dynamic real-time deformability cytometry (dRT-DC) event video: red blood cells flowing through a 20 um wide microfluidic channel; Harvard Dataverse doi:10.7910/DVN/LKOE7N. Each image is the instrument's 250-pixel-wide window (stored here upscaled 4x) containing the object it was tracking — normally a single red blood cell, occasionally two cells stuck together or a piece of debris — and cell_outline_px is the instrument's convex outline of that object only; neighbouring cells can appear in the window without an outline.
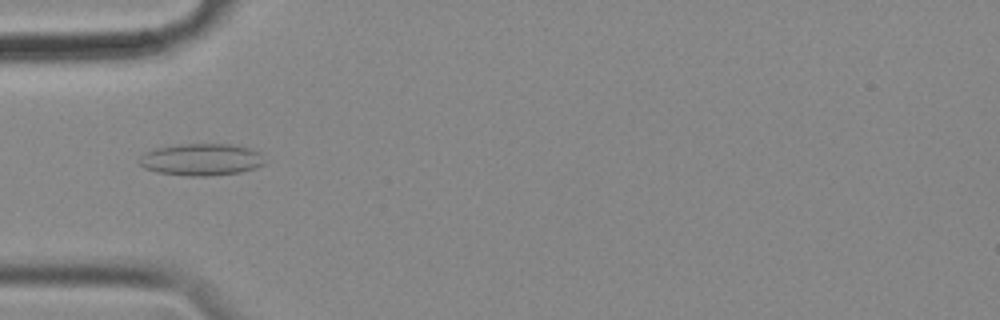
{"species": "common noctule bat (a hibernating species)", "species_latin": "Nyctalus noctula", "temperature_condition": "cold", "stored_images_in_passage": 57, "camera_frame_rate_fps": 3000, "um_per_image_px": 0.085, "animal": {"sex": "female", "body_mass_g": 18.4}, "frame": {"image": 1, "passage_image": 18, "time_ms": 5.667, "image_size_px": [1000, 320], "cell_outline_px": [[264, 164], [256, 168], [240, 172], [204, 176], [188, 176], [156, 172], [144, 168], [140, 164], [140, 156], [144, 152], [156, 148], [176, 144], [232, 144], [252, 148], [260, 152]], "centroid_in_image_um": [17.1, 13.55], "position_along_channel_um": 67.9, "area_um2": 23.47}}
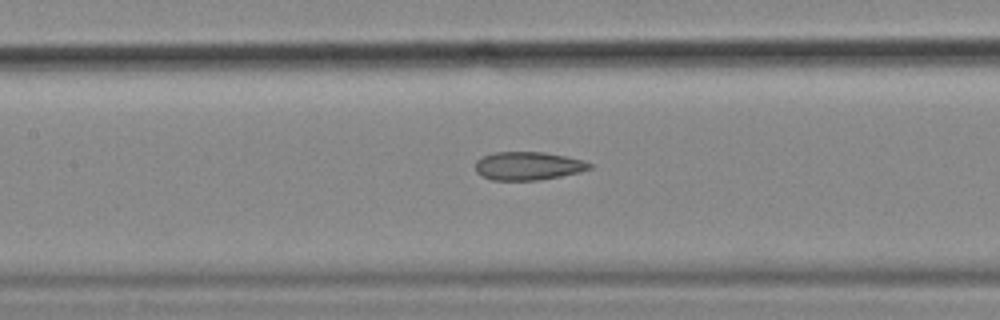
{"frame": {"image": 2, "passage_image": 26, "time_ms": 8.333, "image_size_px": [1000, 320], "cell_outline_px": [[592, 168], [580, 172], [540, 180], [492, 180], [480, 176], [476, 172], [476, 160], [492, 152], [544, 152], [584, 160], [592, 164]], "centroid_in_image_um": [44.88, 14.1], "position_along_channel_um": 162.5, "area_um2": 18.9}}
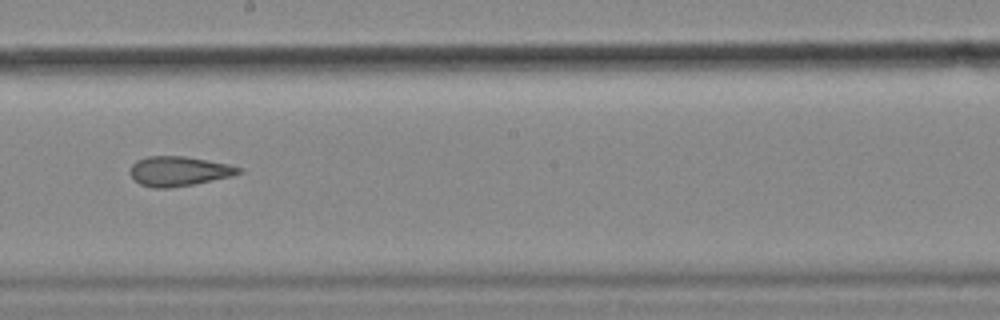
{"frame": {"image": 3, "passage_image": 32, "time_ms": 10.333, "image_size_px": [1000, 320], "cell_outline_px": [[244, 172], [232, 176], [192, 184], [168, 188], [152, 188], [140, 184], [128, 172], [132, 164], [136, 160], [148, 156], [184, 156], [228, 164], [244, 168]], "centroid_in_image_um": [15.2, 14.54], "position_along_channel_um": 233.0, "area_um2": 18.79}, "authors_computed_cell_mechanics": {"area_um2": 20.808, "velocity_mm_per_s": 3.5416, "shape_relaxation_time_tau1_ms": null, "shape_relaxation_time_tau2_ms": 2.4166, "deformation_change_tau1": null, "deformation_change_tau2": 0.0961}}